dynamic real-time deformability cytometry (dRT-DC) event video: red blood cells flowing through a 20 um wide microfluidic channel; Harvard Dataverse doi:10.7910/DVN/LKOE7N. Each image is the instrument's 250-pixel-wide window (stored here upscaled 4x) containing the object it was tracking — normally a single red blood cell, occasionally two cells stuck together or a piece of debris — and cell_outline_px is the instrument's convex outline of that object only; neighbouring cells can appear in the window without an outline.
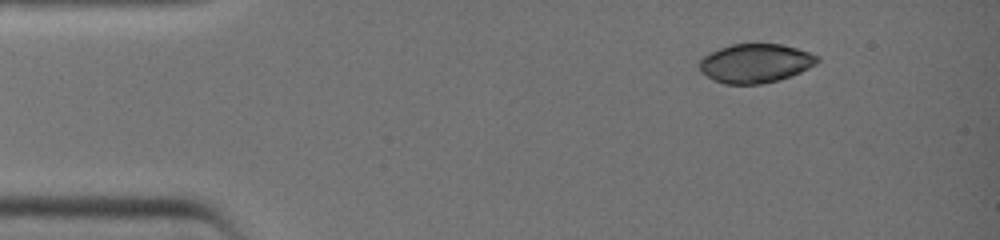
{"species": "common noctule bat (a hibernating species)", "species_latin": "Nyctalus noctula", "temperature_condition": "warm", "stored_images_in_passage": 13, "camera_frame_rate_fps": 3000, "um_per_image_px": 0.085, "animal": {"sex": "female", "body_mass_g": 19.0, "forearm_length_mm": 51.5}, "frame": {"image": 1, "passage_image": 1, "time_ms": 0.0, "image_size_px": [1000, 240], "cell_outline_px": [[820, 60], [816, 64], [800, 72], [776, 80], [760, 84], [724, 84], [712, 80], [700, 68], [700, 60], [708, 52], [732, 44], [780, 44], [796, 48], [820, 56]], "centroid_in_image_um": [64.21, 5.37], "position_along_channel_um": 20.8, "area_um2": 26.53}}
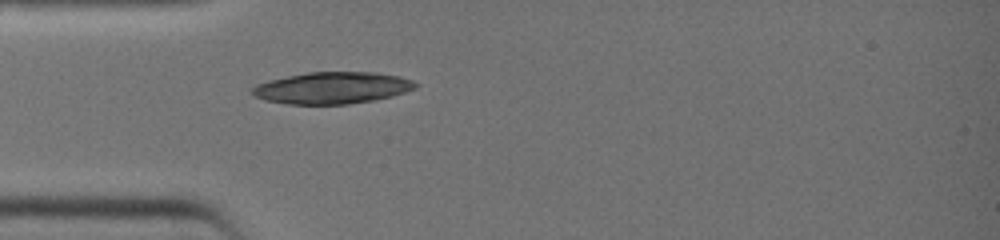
{"frame": {"image": 2, "passage_image": 8, "time_ms": 2.333, "image_size_px": [1000, 240], "cell_outline_px": [[420, 84], [416, 88], [392, 96], [372, 100], [348, 104], [288, 104], [264, 100], [256, 96], [252, 92], [252, 88], [256, 84], [268, 80], [308, 72], [376, 72], [400, 76], [412, 80]], "centroid_in_image_um": [28.26, 7.46], "position_along_channel_um": 56.7, "area_um2": 30.17}}
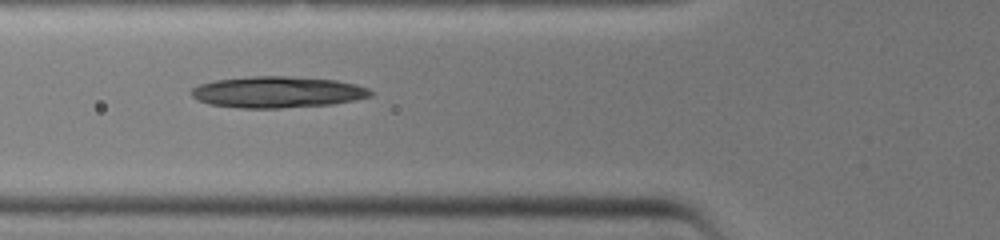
{"frame": {"image": 3, "passage_image": 11, "time_ms": 3.333, "image_size_px": [1000, 240], "cell_outline_px": [[372, 96], [356, 100], [332, 104], [280, 108], [240, 108], [208, 104], [196, 100], [188, 92], [192, 88], [200, 84], [216, 80], [252, 76], [288, 76], [336, 80], [356, 84], [368, 88], [372, 92]], "centroid_in_image_um": [23.56, 7.83], "position_along_channel_um": 102.2, "area_um2": 32.89}}